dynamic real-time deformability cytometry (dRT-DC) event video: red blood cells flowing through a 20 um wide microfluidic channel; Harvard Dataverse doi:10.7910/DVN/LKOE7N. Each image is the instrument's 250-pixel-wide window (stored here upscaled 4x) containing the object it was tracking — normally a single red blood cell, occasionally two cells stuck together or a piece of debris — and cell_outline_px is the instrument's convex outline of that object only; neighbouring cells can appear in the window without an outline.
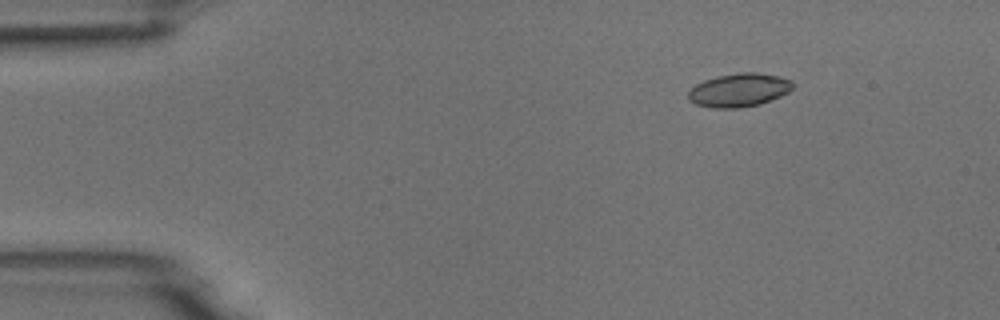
{"species": "common noctule bat (a hibernating species)", "species_latin": "Nyctalus noctula", "temperature_condition": "room temperature", "stored_images_in_passage": 8, "camera_frame_rate_fps": 3000, "um_per_image_px": 0.085, "animal": {"sex": "male", "body_mass_g": 18.8}, "frame": {"image": 1, "passage_image": 2, "time_ms": 0.333, "image_size_px": [1000, 320], "cell_outline_px": [[792, 88], [788, 92], [780, 96], [760, 104], [740, 108], [712, 108], [696, 104], [688, 100], [688, 92], [696, 84], [704, 80], [716, 76], [740, 72], [756, 72], [780, 76], [792, 80]], "centroid_in_image_um": [62.81, 7.65], "position_along_channel_um": 22.2, "area_um2": 20.46}}
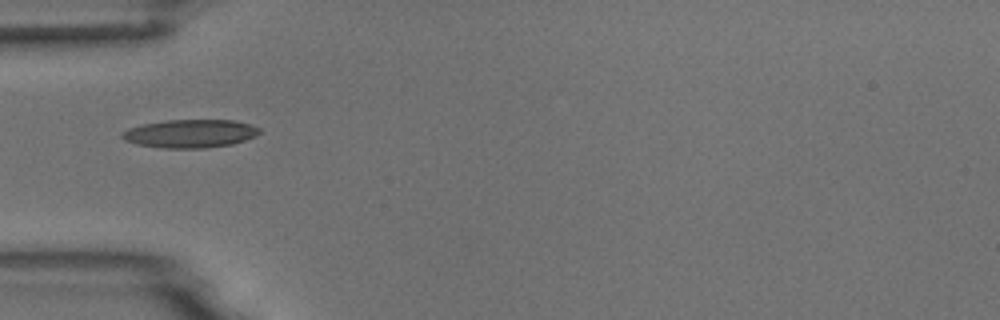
{"frame": {"image": 2, "passage_image": 5, "time_ms": 1.333, "image_size_px": [1000, 320], "cell_outline_px": [[260, 132], [256, 136], [232, 144], [204, 148], [164, 148], [136, 144], [124, 140], [120, 136], [120, 132], [128, 128], [144, 124], [168, 120], [232, 120], [248, 124], [260, 128]], "centroid_in_image_um": [16.13, 11.36], "position_along_channel_um": 68.9, "area_um2": 22.54}}
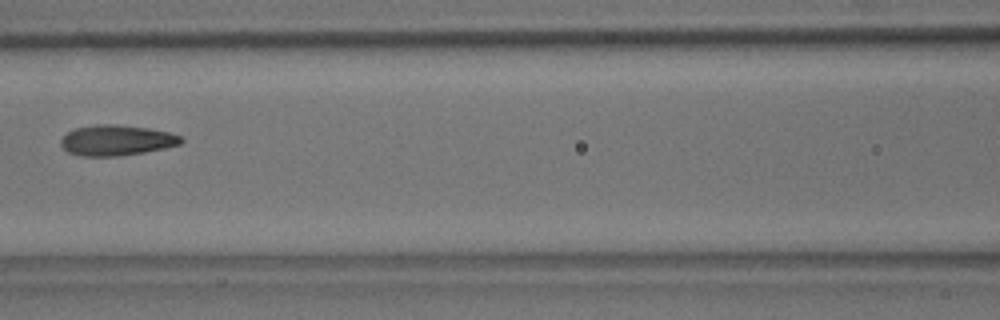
{"frame": {"image": 3, "passage_image": 7, "time_ms": 2.0, "image_size_px": [1000, 320], "cell_outline_px": [[184, 140], [180, 144], [164, 148], [144, 152], [120, 156], [80, 156], [68, 152], [60, 144], [60, 140], [68, 132], [76, 128], [96, 124], [116, 124], [148, 128], [168, 132], [180, 136]], "centroid_in_image_um": [9.89, 11.92], "position_along_channel_um": 156.7, "area_um2": 21.33}}